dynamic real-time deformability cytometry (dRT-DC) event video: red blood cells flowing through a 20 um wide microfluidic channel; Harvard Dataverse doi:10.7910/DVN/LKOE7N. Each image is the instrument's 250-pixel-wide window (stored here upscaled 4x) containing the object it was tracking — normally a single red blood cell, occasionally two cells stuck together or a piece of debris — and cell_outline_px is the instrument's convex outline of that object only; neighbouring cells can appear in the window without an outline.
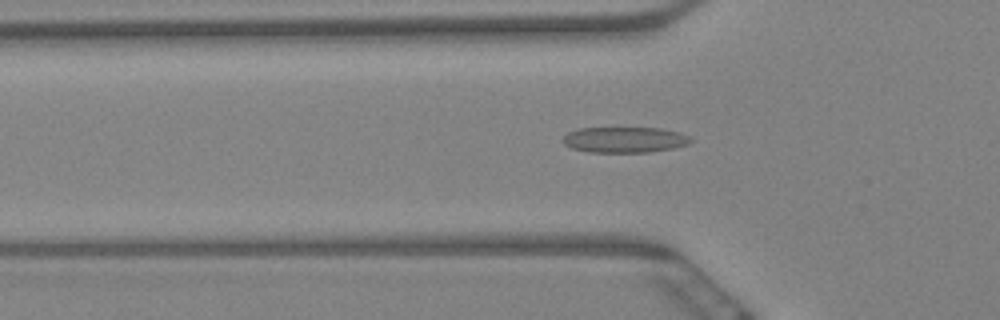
{"species": "Egyptian fruit bat (a non-hibernating species)", "species_latin": "Rousettus aegyptiacus", "temperature_condition": "warm", "stored_images_in_passage": 61, "camera_frame_rate_fps": 3000, "um_per_image_px": 0.085, "animal": {"sex": "female"}, "frame": {"image": 1, "passage_image": 20, "time_ms": 6.333, "image_size_px": [1000, 320], "cell_outline_px": [[692, 140], [688, 144], [672, 148], [652, 152], [588, 152], [572, 148], [564, 144], [560, 140], [568, 132], [576, 128], [660, 128], [680, 132], [692, 136]], "centroid_in_image_um": [53.09, 11.87], "position_along_channel_um": 72.7, "area_um2": 19.36}}
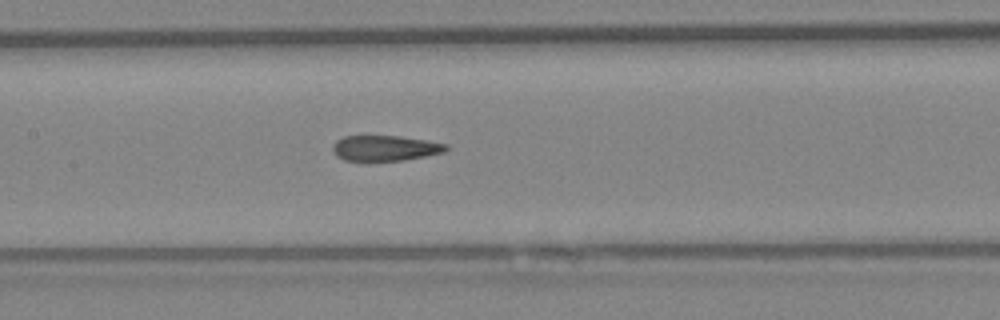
{"frame": {"image": 2, "passage_image": 29, "time_ms": 9.333, "image_size_px": [1000, 320], "cell_outline_px": [[448, 148], [444, 152], [404, 160], [368, 164], [344, 160], [336, 156], [332, 152], [332, 144], [336, 140], [344, 136], [400, 136], [428, 140], [448, 144]], "centroid_in_image_um": [32.66, 12.63], "position_along_channel_um": 174.7, "area_um2": 17.69}}
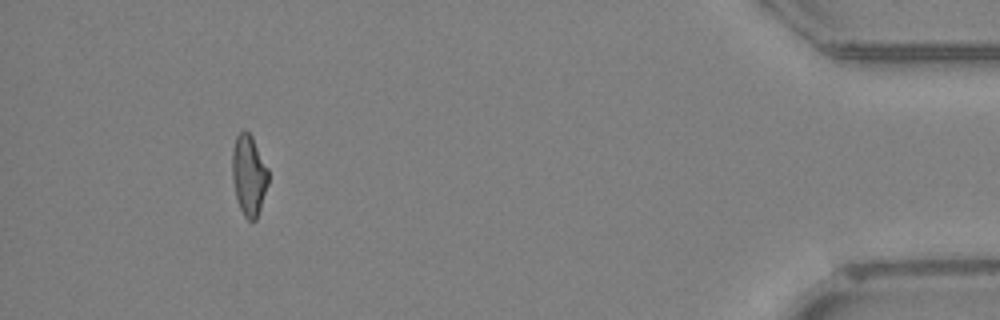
{"frame": {"image": 3, "passage_image": 56, "time_ms": 18.333, "image_size_px": [1000, 320], "cell_outline_px": [[268, 184], [256, 220], [248, 220], [244, 216], [240, 208], [236, 196], [232, 180], [232, 148], [236, 136], [240, 132], [248, 132], [252, 136], [268, 168]], "centroid_in_image_um": [21.14, 14.88], "position_along_channel_um": 414.1, "area_um2": 16.88}, "authors_computed_cell_mechanics": {"area_um2": 18.0336, "velocity_mm_per_s": 3.3933, "shape_relaxation_time_tau1_ms": null, "shape_relaxation_time_tau2_ms": 2.0389, "deformation_change_tau1": null, "deformation_change_tau2": 0.1075}}